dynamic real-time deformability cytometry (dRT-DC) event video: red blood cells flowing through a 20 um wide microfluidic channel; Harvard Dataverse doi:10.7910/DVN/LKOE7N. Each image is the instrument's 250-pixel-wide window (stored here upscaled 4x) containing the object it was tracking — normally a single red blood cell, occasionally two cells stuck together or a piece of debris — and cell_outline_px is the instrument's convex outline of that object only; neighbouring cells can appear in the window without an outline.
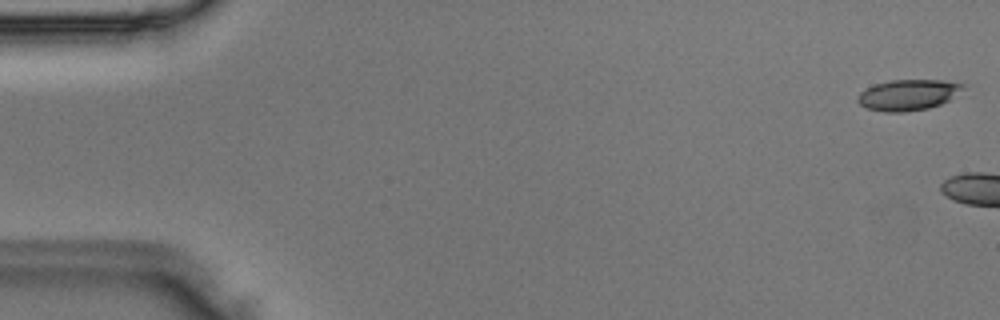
{"species": "Egyptian fruit bat (a non-hibernating species)", "species_latin": "Rousettus aegyptiacus", "temperature_condition": "room temperature", "stored_images_in_passage": 4, "camera_frame_rate_fps": 3000, "um_per_image_px": 0.085, "animal": {"sex": "male"}, "frame": {"image": 1, "passage_image": 1, "time_ms": 0.0, "image_size_px": [1000, 320], "cell_outline_px": [[968, 84], [964, 88], [948, 100], [940, 104], [928, 108], [904, 112], [884, 112], [868, 108], [860, 104], [856, 100], [856, 96], [864, 88], [888, 80], [944, 80]], "centroid_in_image_um": [77.17, 8.05], "position_along_channel_um": 7.8, "area_um2": 19.02}}